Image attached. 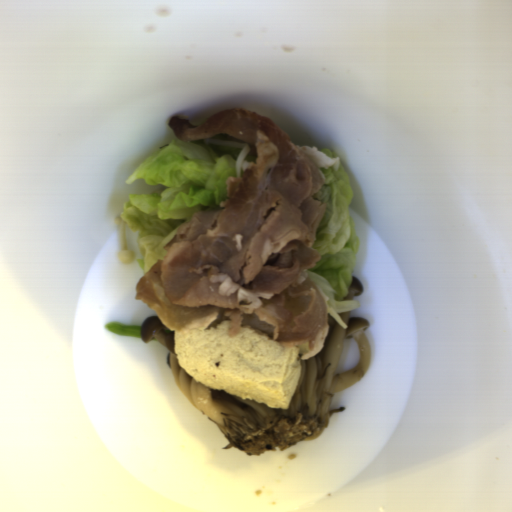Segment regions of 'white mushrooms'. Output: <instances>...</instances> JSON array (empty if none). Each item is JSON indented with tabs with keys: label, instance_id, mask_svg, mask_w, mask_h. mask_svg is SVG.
<instances>
[{
	"label": "white mushrooms",
	"instance_id": "white-mushrooms-1",
	"mask_svg": "<svg viewBox=\"0 0 512 512\" xmlns=\"http://www.w3.org/2000/svg\"><path fill=\"white\" fill-rule=\"evenodd\" d=\"M335 312L347 329L328 313L327 337L317 354L301 359L302 372L287 409H271L263 402L205 386L191 378L176 355V330L166 327L157 315L145 319L140 336L144 344L156 338L168 350L166 363L175 384L228 440L222 450L236 448L259 458L267 451L284 452L300 442L318 439L333 415L345 410L344 406L331 409L334 395L365 378L372 359L369 323L362 317H351L350 311ZM350 338L357 342L360 362L356 368L336 374L345 341Z\"/></svg>",
	"mask_w": 512,
	"mask_h": 512
},
{
	"label": "white mushrooms",
	"instance_id": "white-mushrooms-2",
	"mask_svg": "<svg viewBox=\"0 0 512 512\" xmlns=\"http://www.w3.org/2000/svg\"><path fill=\"white\" fill-rule=\"evenodd\" d=\"M364 287L360 280L352 275V280L348 289V294L344 297V300H353L355 296L361 295Z\"/></svg>",
	"mask_w": 512,
	"mask_h": 512
}]
</instances>
